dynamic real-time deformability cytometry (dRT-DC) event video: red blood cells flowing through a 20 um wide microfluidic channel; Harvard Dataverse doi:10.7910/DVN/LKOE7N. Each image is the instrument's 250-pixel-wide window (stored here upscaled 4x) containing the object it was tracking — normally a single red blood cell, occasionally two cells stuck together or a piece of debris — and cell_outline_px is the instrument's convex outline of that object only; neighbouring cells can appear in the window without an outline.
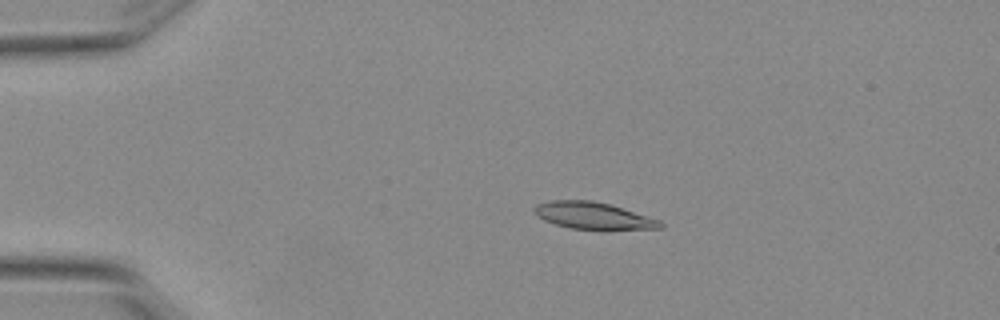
{"species": "Egyptian fruit bat (a non-hibernating species)", "species_latin": "Rousettus aegyptiacus", "temperature_condition": "warm", "stored_images_in_passage": 3, "camera_frame_rate_fps": 3000, "um_per_image_px": 0.085, "animal": {"sex": "female"}, "frame": {"image": 1, "passage_image": 1, "time_ms": 0.0, "image_size_px": [1000, 320], "cell_outline_px": [[664, 228], [572, 228], [556, 224], [544, 220], [536, 216], [532, 208], [536, 204], [548, 200], [592, 200], [612, 204], [660, 220], [664, 224]], "centroid_in_image_um": [50.37, 18.29], "position_along_channel_um": 34.6, "area_um2": 19.48}}
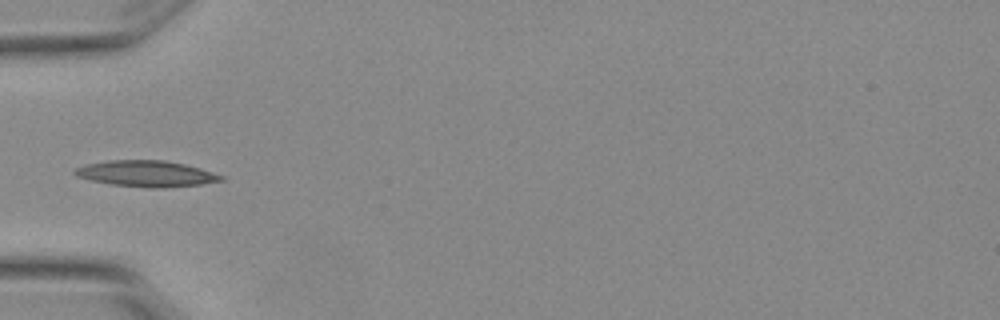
{"frame": {"image": 2, "passage_image": 3, "time_ms": 0.667, "image_size_px": [1000, 320], "cell_outline_px": [[224, 180], [200, 184], [160, 188], [152, 188], [112, 184], [92, 180], [76, 176], [72, 172], [76, 168], [84, 164], [108, 160], [164, 160], [184, 164], [200, 168], [224, 176]], "centroid_in_image_um": [12.42, 14.75], "position_along_channel_um": 72.6, "area_um2": 22.08}}